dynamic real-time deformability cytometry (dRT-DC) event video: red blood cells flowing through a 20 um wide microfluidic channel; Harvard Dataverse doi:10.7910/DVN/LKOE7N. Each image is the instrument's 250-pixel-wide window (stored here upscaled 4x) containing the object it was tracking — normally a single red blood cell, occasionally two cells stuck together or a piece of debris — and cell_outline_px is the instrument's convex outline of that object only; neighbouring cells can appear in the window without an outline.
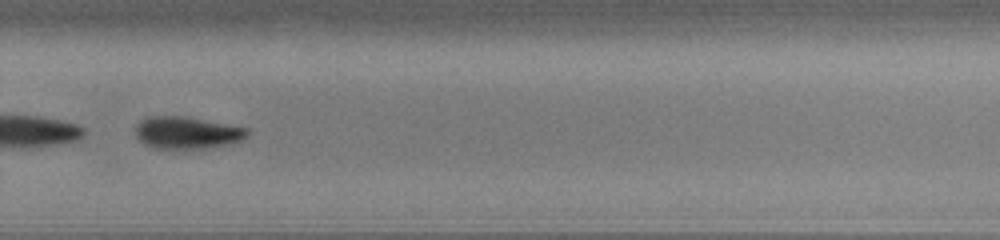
{"species": "common noctule bat (a hibernating species)", "species_latin": "Nyctalus noctula", "temperature_condition": "cold", "stored_images_in_passage": 52, "camera_frame_rate_fps": 3000, "um_per_image_px": 0.085, "animal": {"sex": "male", "body_mass_g": 13.0, "forearm_length_mm": 53.1}, "frame": {"image": 1, "passage_image": 37, "time_ms": 12.0, "image_size_px": [1000, 240], "cell_outline_px": [[248, 136], [240, 140], [228, 144], [204, 148], [152, 148], [144, 144], [136, 136], [136, 124], [140, 120], [148, 116], [188, 116], [248, 128]], "centroid_in_image_um": [15.87, 11.26], "position_along_channel_um": 313.9, "area_um2": 20.98}}